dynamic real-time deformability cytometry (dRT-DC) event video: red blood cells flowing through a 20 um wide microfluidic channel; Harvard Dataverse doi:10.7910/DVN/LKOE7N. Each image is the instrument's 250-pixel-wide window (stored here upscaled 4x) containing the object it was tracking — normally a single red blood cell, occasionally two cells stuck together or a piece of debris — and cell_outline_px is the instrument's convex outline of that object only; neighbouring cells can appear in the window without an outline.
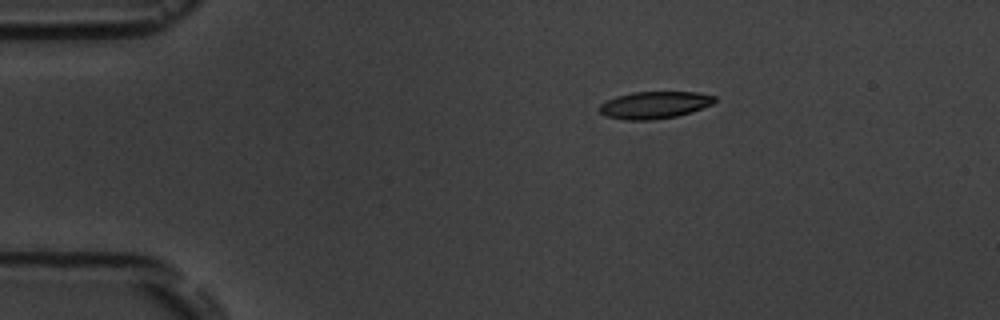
{"species": "common noctule bat (a hibernating species)", "species_latin": "Nyctalus noctula", "temperature_condition": "room temperature", "stored_images_in_passage": 5, "camera_frame_rate_fps": 3000, "um_per_image_px": 0.085, "animal": {"sex": "male", "body_mass_g": 19.5, "forearm_length_mm": 54.6}, "frame": {"image": 1, "passage_image": 3, "time_ms": 2.333, "image_size_px": [1000, 320], "cell_outline_px": [[716, 100], [712, 104], [676, 116], [652, 120], [624, 120], [604, 116], [600, 112], [600, 104], [616, 96], [632, 92], [696, 92], [716, 96]], "centroid_in_image_um": [55.6, 8.92], "position_along_channel_um": 29.4, "area_um2": 18.09}}